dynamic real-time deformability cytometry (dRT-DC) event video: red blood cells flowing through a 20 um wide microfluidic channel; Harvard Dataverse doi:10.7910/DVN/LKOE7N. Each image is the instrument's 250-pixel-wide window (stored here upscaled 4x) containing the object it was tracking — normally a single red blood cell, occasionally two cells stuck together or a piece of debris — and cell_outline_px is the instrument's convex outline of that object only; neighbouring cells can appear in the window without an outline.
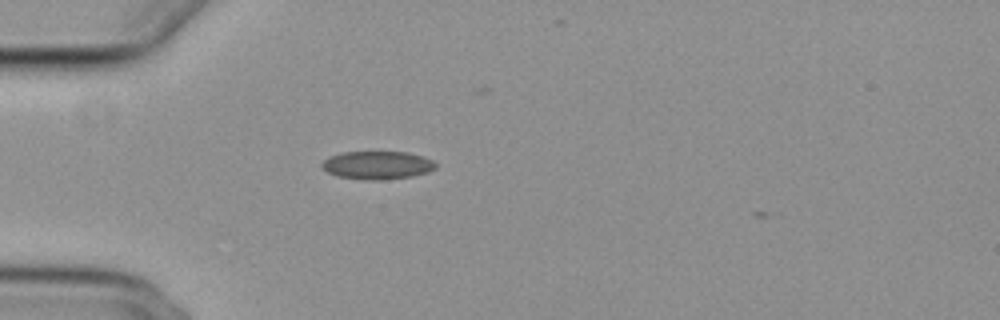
{"species": "common noctule bat (a hibernating species)", "species_latin": "Nyctalus noctula", "temperature_condition": "cold", "stored_images_in_passage": 2, "camera_frame_rate_fps": 3000, "um_per_image_px": 0.085, "animal": {"sex": "female", "body_mass_g": 29.2, "forearm_length_mm": 56.3}, "frame": {"image": 1, "passage_image": 1, "time_ms": 0.0, "image_size_px": [1000, 320], "cell_outline_px": [[436, 168], [428, 172], [412, 176], [380, 180], [368, 180], [336, 176], [328, 172], [320, 164], [328, 156], [340, 152], [408, 152], [432, 160], [436, 164]], "centroid_in_image_um": [32.05, 14.03], "position_along_channel_um": 53.0, "area_um2": 18.61}}